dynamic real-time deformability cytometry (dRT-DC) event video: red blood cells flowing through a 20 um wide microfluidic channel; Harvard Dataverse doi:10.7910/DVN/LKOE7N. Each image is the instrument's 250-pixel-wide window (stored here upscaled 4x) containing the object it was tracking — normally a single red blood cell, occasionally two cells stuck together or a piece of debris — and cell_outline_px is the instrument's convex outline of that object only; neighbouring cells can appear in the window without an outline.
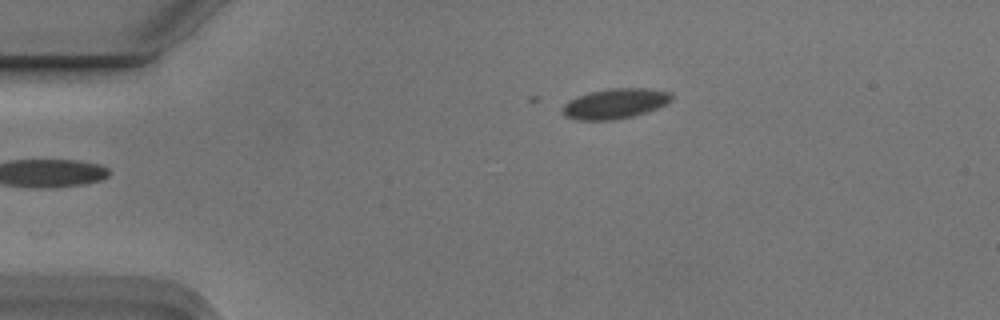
{"species": "Egyptian fruit bat (a non-hibernating species)", "species_latin": "Rousettus aegyptiacus", "temperature_condition": "cold", "stored_images_in_passage": 5, "camera_frame_rate_fps": 3000, "um_per_image_px": 0.085, "animal": {"sex": "male"}, "frame": {"image": 1, "passage_image": 5, "time_ms": 1.333, "image_size_px": [1000, 320], "cell_outline_px": [[672, 100], [656, 108], [632, 116], [608, 120], [580, 120], [564, 116], [564, 104], [568, 100], [576, 96], [588, 92], [612, 88], [648, 88], [672, 92]], "centroid_in_image_um": [52.27, 8.78], "position_along_channel_um": 32.7, "area_um2": 18.96}}